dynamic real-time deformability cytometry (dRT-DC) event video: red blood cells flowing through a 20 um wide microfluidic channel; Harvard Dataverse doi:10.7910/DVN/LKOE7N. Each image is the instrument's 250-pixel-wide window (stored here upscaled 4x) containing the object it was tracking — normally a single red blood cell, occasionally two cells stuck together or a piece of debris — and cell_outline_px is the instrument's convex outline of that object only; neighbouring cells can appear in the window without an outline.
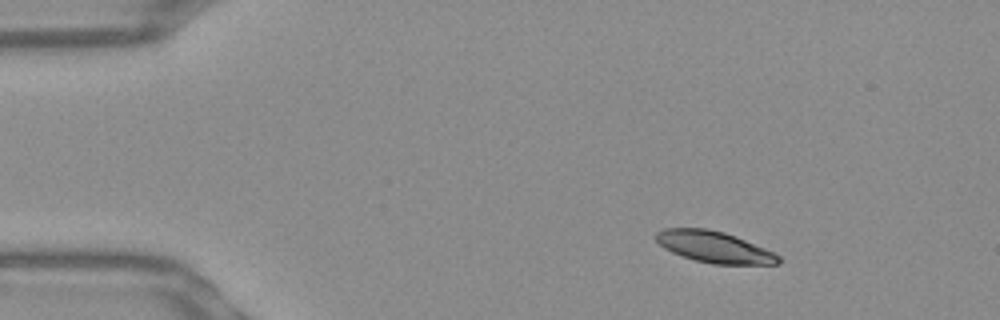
{"species": "Egyptian fruit bat (a non-hibernating species)", "species_latin": "Rousettus aegyptiacus", "temperature_condition": "warm", "stored_images_in_passage": 46, "camera_frame_rate_fps": 3000, "um_per_image_px": 0.085, "frame": {"image": 1, "passage_image": 1, "time_ms": 0.0, "image_size_px": [1000, 320], "cell_outline_px": [[780, 260], [772, 264], [724, 264], [700, 260], [676, 252], [672, 248], [684, 228], [692, 228], [720, 232], [732, 236], [768, 252], [776, 256]], "centroid_in_image_um": [61.22, 21.11], "position_along_channel_um": 23.8, "area_um2": 17.51}}
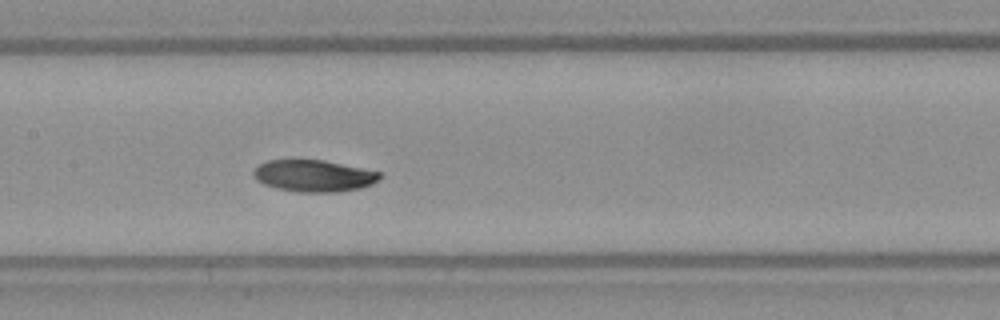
{"frame": {"image": 2, "passage_image": 19, "time_ms": 6.0, "image_size_px": [1000, 320], "cell_outline_px": [[376, 176], [372, 180], [364, 184], [344, 188], [296, 188], [276, 184], [260, 176], [260, 168], [268, 164], [284, 160], [312, 160], [376, 172]], "centroid_in_image_um": [26.75, 14.85], "position_along_channel_um": 180.7, "area_um2": 17.98}}
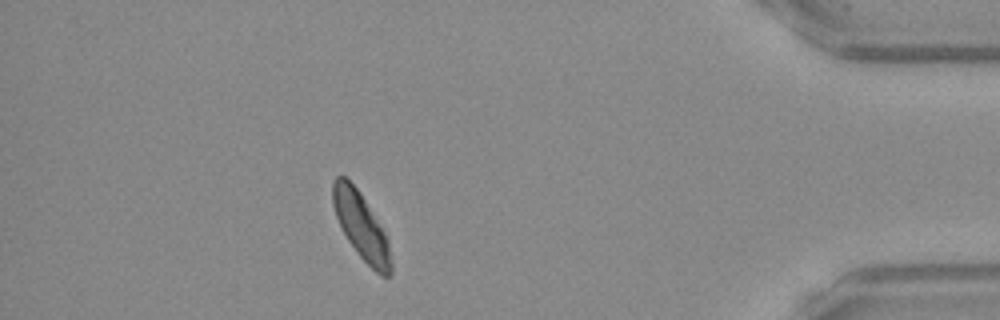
{"frame": {"image": 3, "passage_image": 40, "time_ms": 13.0, "image_size_px": [1000, 320], "cell_outline_px": [[388, 272], [384, 272], [376, 268], [356, 248], [348, 236], [336, 212], [336, 180], [340, 176], [348, 180], [352, 184], [360, 196], [380, 232], [384, 240], [388, 264]], "centroid_in_image_um": [30.61, 19.1], "position_along_channel_um": 404.6, "area_um2": 17.46}}